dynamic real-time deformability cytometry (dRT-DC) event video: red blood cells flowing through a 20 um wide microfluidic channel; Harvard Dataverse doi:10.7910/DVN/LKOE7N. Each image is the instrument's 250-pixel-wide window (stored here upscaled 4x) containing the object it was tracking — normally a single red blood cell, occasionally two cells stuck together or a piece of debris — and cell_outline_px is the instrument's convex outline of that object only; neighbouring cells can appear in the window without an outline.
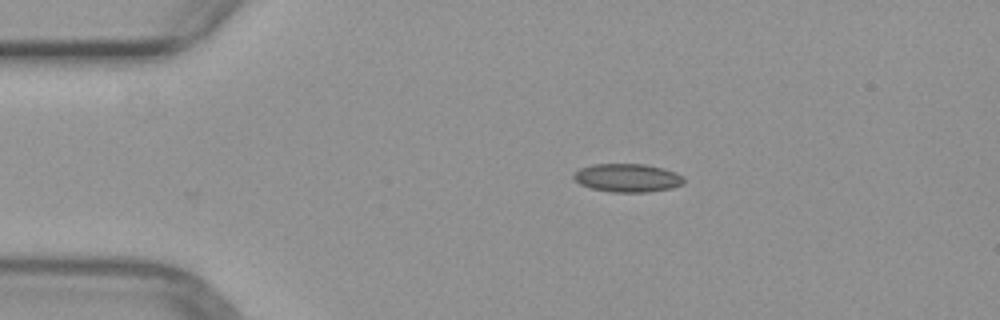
{"species": "common noctule bat (a hibernating species)", "species_latin": "Nyctalus noctula", "temperature_condition": "warm", "stored_images_in_passage": 30, "camera_frame_rate_fps": 3000, "um_per_image_px": 0.085, "animal": {"sex": "female", "body_mass_g": 29.2, "forearm_length_mm": 56.3}, "frame": {"image": 1, "passage_image": 1, "time_ms": 0.0, "image_size_px": [1000, 320], "cell_outline_px": [[684, 184], [672, 188], [648, 192], [612, 192], [592, 188], [580, 184], [572, 176], [580, 168], [592, 164], [644, 164], [676, 172], [684, 176]], "centroid_in_image_um": [53.36, 15.12], "position_along_channel_um": 31.6, "area_um2": 18.15}}
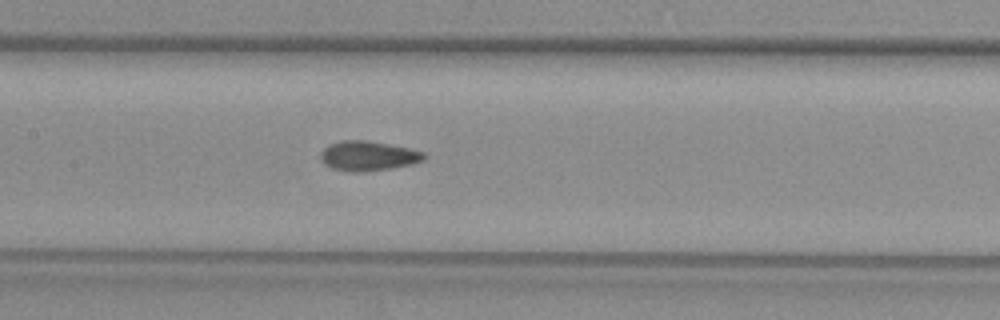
{"frame": {"image": 2, "passage_image": 15, "time_ms": 4.667, "image_size_px": [1000, 320], "cell_outline_px": [[424, 160], [412, 164], [392, 168], [360, 172], [348, 172], [332, 168], [324, 164], [320, 160], [320, 152], [328, 144], [340, 140], [368, 140], [408, 148], [424, 152]], "centroid_in_image_um": [31.23, 13.25], "position_along_channel_um": 176.2, "area_um2": 18.03}}
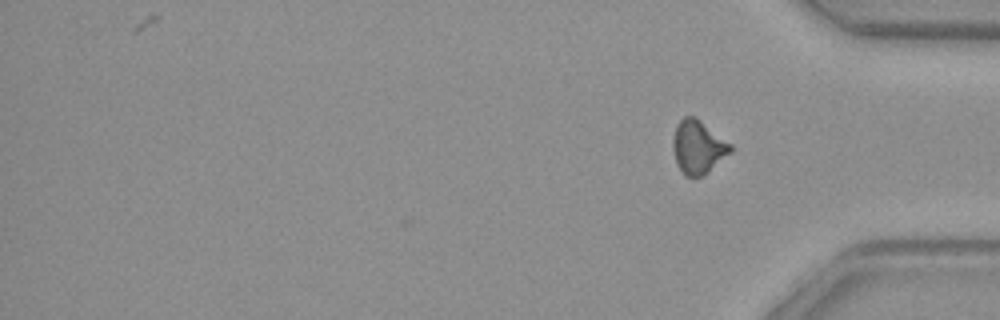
{"frame": {"image": 3, "passage_image": 30, "time_ms": 9.667, "image_size_px": [1000, 320], "cell_outline_px": [[732, 152], [704, 176], [684, 176], [676, 164], [672, 148], [672, 140], [676, 124], [684, 116], [696, 116], [732, 144]], "centroid_in_image_um": [59.33, 12.49], "position_along_channel_um": 375.9, "area_um2": 18.32}}